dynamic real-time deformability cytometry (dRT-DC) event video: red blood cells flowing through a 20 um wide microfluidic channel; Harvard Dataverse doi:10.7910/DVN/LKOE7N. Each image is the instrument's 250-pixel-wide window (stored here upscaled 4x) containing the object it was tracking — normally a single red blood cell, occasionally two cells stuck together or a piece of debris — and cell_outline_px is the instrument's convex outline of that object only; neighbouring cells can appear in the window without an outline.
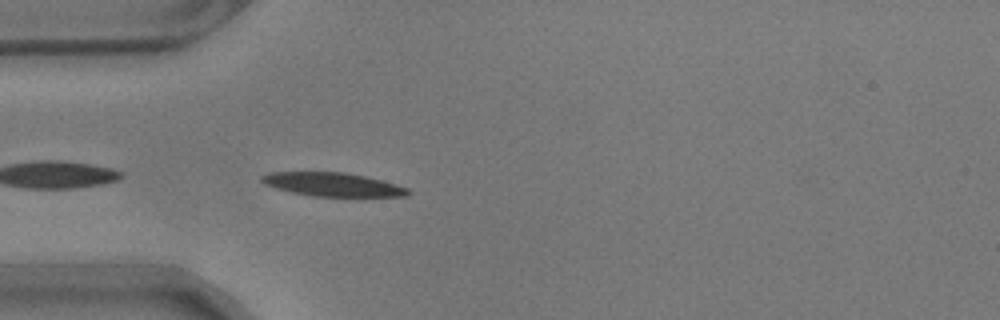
{"species": "common noctule bat (a hibernating species)", "species_latin": "Nyctalus noctula", "temperature_condition": "warm", "stored_images_in_passage": 33, "camera_frame_rate_fps": 3000, "um_per_image_px": 0.085, "animal": {"sex": "male", "body_mass_g": 17.9}, "frame": {"image": 1, "passage_image": 2, "time_ms": 0.333, "image_size_px": [1000, 320], "cell_outline_px": [[412, 192], [408, 196], [312, 196], [292, 192], [276, 188], [264, 184], [260, 180], [260, 176], [268, 172], [344, 172], [368, 176], [396, 184], [408, 188]], "centroid_in_image_um": [28.28, 15.67], "position_along_channel_um": 56.7, "area_um2": 20.23}}
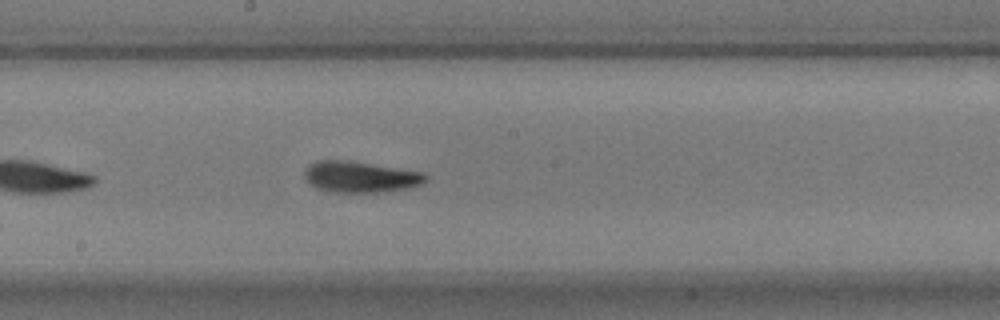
{"frame": {"image": 2, "passage_image": 16, "time_ms": 5.0, "image_size_px": [1000, 320], "cell_outline_px": [[428, 180], [424, 184], [408, 188], [376, 192], [332, 192], [316, 188], [304, 176], [304, 172], [308, 164], [316, 160], [348, 160], [424, 172], [428, 176]], "centroid_in_image_um": [30.65, 15.02], "position_along_channel_um": 217.5, "area_um2": 22.08}}
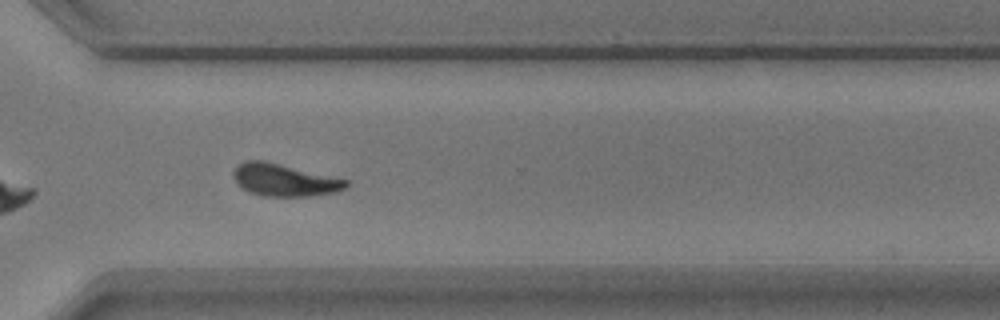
{"frame": {"image": 3, "passage_image": 27, "time_ms": 8.667, "image_size_px": [1000, 320], "cell_outline_px": [[348, 184], [344, 188], [336, 192], [308, 196], [264, 196], [248, 192], [236, 184], [232, 176], [232, 172], [244, 160], [264, 160], [348, 180]], "centroid_in_image_um": [24.11, 15.3], "position_along_channel_um": 346.5, "area_um2": 21.15}, "authors_computed_cell_mechanics": {"area_um2": 21.1548, "velocity_mm_per_s": 3.5181, "shape_relaxation_time_tau1_ms": 3.0284, "shape_relaxation_time_tau2_ms": 2.2024, "deformation_change_tau1": 0.165, "deformation_change_tau2": 0.093}}